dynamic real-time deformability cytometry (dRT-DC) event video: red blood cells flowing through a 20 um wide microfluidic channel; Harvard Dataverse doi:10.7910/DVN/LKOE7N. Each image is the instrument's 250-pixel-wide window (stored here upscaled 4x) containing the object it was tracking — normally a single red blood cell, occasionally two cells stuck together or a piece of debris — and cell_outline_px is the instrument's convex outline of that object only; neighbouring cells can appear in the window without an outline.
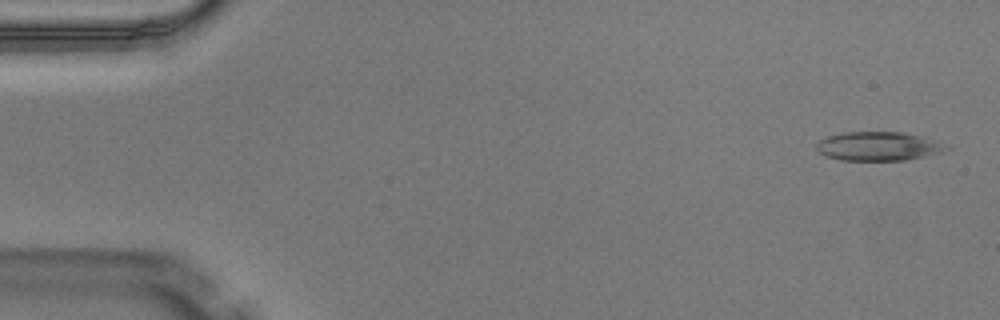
{"species": "Egyptian fruit bat (a non-hibernating species)", "species_latin": "Rousettus aegyptiacus", "temperature_condition": "warm", "stored_images_in_passage": 5, "camera_frame_rate_fps": 3000, "um_per_image_px": 0.085, "animal": {"sex": "male"}, "frame": {"image": 1, "passage_image": 1, "time_ms": 0.0, "image_size_px": [1000, 320], "cell_outline_px": [[952, 148], [940, 152], [908, 160], [840, 160], [828, 156], [820, 152], [816, 148], [816, 144], [820, 140], [828, 136], [840, 132], [904, 132], [940, 140], [948, 144]], "centroid_in_image_um": [74.74, 12.42], "position_along_channel_um": 10.3, "area_um2": 22.08}}